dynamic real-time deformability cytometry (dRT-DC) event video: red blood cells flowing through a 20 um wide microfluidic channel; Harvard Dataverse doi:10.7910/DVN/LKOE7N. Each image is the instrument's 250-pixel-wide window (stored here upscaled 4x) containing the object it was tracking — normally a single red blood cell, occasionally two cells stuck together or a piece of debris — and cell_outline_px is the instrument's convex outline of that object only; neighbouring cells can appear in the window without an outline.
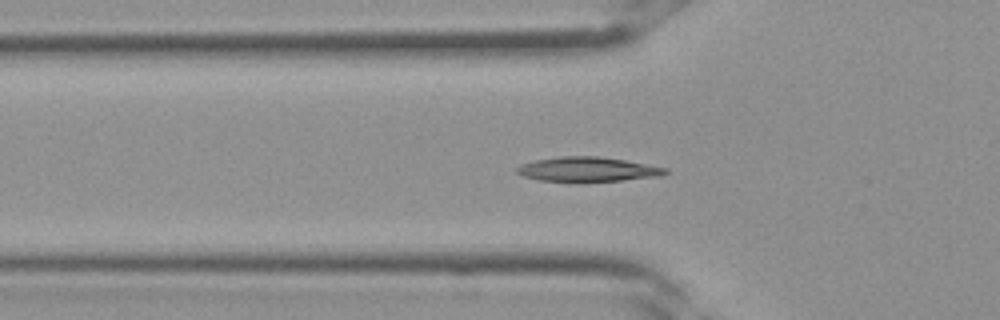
{"species": "Egyptian fruit bat (a non-hibernating species)", "species_latin": "Rousettus aegyptiacus", "temperature_condition": "room temperature", "stored_images_in_passage": 36, "camera_frame_rate_fps": 3000, "um_per_image_px": 0.085, "frame": {"image": 1, "passage_image": 12, "time_ms": 3.667, "image_size_px": [1000, 320], "cell_outline_px": [[668, 172], [660, 176], [624, 180], [540, 180], [524, 176], [516, 172], [516, 168], [520, 164], [536, 160], [560, 156], [600, 156], [624, 160], [668, 168]], "centroid_in_image_um": [49.96, 14.37], "position_along_channel_um": 75.8, "area_um2": 20.69}}
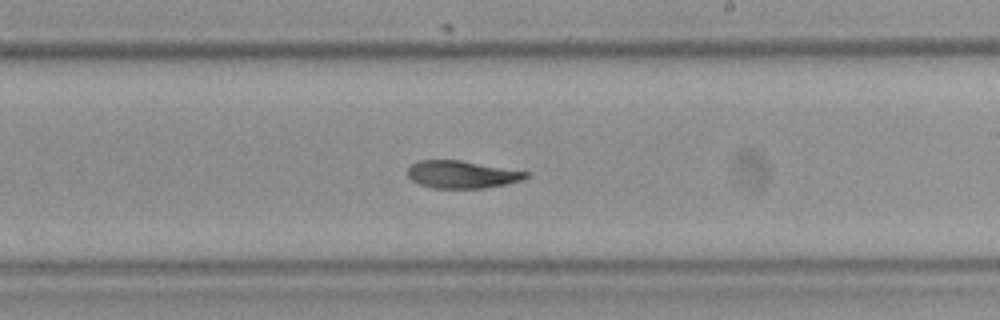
{"frame": {"image": 2, "passage_image": 21, "time_ms": 6.667, "image_size_px": [1000, 320], "cell_outline_px": [[528, 176], [524, 180], [484, 188], [432, 188], [420, 184], [412, 180], [408, 176], [408, 168], [412, 164], [420, 160], [460, 160], [528, 172]], "centroid_in_image_um": [39.25, 14.83], "position_along_channel_um": 249.8, "area_um2": 18.79}}
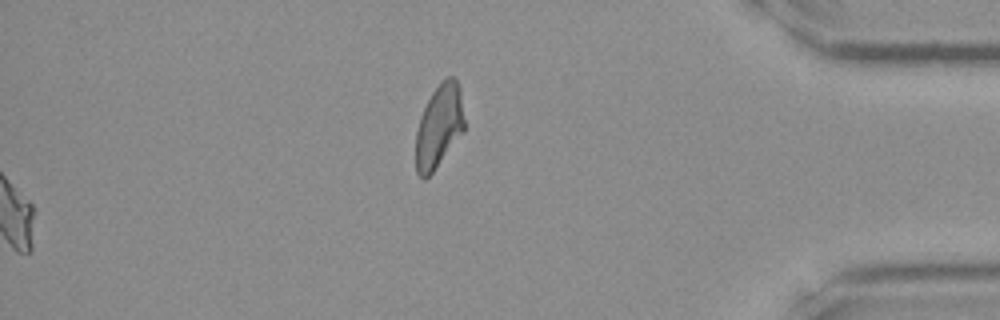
{"frame": {"image": 3, "passage_image": 36, "time_ms": 11.667, "image_size_px": [1000, 320], "cell_outline_px": [[464, 132], [432, 172], [424, 180], [416, 172], [416, 132], [420, 116], [432, 92], [440, 80], [448, 76], [452, 76], [456, 80], [460, 92], [464, 120]], "centroid_in_image_um": [37.31, 10.72], "position_along_channel_um": 397.9, "area_um2": 23.41}}